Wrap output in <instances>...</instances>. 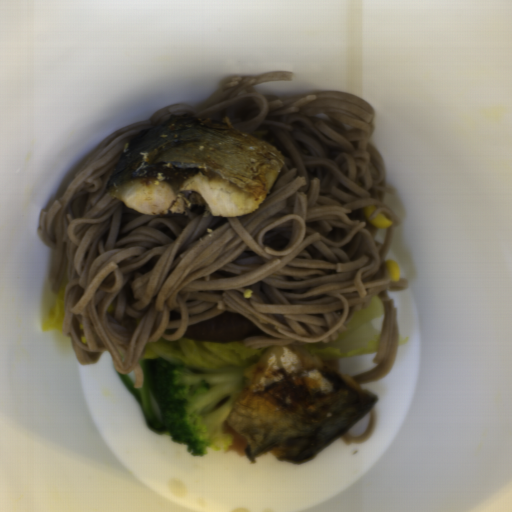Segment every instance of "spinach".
Segmentation results:
<instances>
[{
    "mask_svg": "<svg viewBox=\"0 0 512 512\" xmlns=\"http://www.w3.org/2000/svg\"><path fill=\"white\" fill-rule=\"evenodd\" d=\"M156 358H141L139 366L142 370V388H135L136 377L131 371L119 373L120 379L139 403L146 420L147 427L158 436L171 434L163 417L164 403L159 398L154 378V363Z\"/></svg>",
    "mask_w": 512,
    "mask_h": 512,
    "instance_id": "spinach-1",
    "label": "spinach"
}]
</instances>
